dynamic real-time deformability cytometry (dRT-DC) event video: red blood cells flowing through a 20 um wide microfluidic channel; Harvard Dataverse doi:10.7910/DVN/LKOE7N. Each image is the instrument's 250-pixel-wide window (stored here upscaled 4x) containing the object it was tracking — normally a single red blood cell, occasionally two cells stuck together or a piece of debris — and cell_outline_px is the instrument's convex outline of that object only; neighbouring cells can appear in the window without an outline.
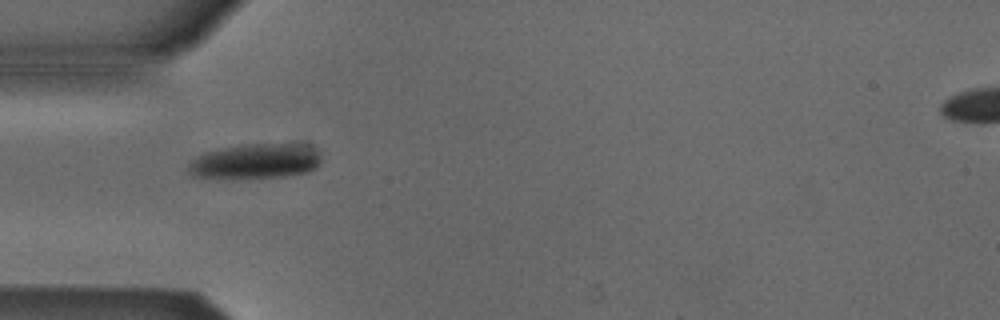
{"species": "Egyptian fruit bat (a non-hibernating species)", "species_latin": "Rousettus aegyptiacus", "temperature_condition": "cold", "stored_images_in_passage": 34, "camera_frame_rate_fps": 3000, "um_per_image_px": 0.085, "animal": {"sex": "male"}, "frame": {"image": 1, "passage_image": 1, "time_ms": 0.0, "image_size_px": [1000, 320], "cell_outline_px": [[324, 160], [316, 168], [308, 172], [288, 176], [192, 176], [188, 172], [188, 164], [196, 156], [204, 152], [220, 148], [248, 144], [312, 144], [320, 152]], "centroid_in_image_um": [21.83, 13.66], "position_along_channel_um": 63.2, "area_um2": 26.88}}
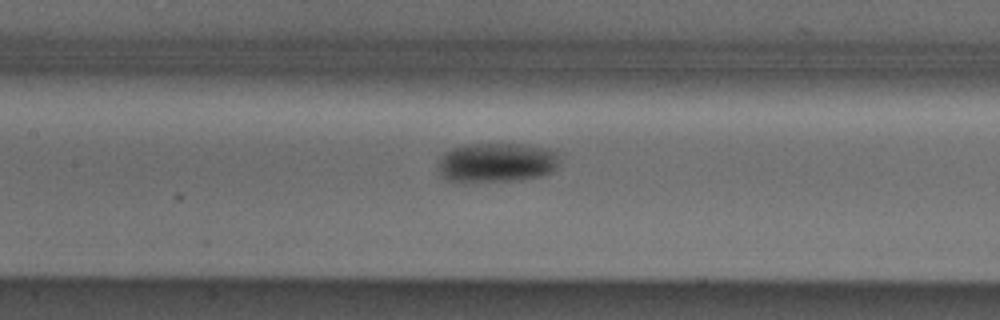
{"frame": {"image": 2, "passage_image": 9, "time_ms": 2.667, "image_size_px": [1000, 320], "cell_outline_px": [[560, 164], [552, 172], [540, 176], [520, 180], [444, 180], [440, 176], [440, 156], [444, 152], [452, 148], [464, 144], [520, 144], [540, 148], [556, 152]], "centroid_in_image_um": [42.21, 13.8], "position_along_channel_um": 165.2, "area_um2": 27.46}}
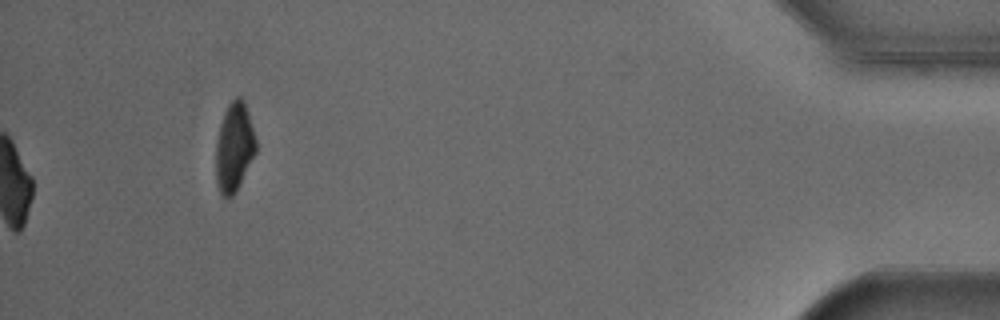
{"frame": {"image": 3, "passage_image": 34, "time_ms": 11.0, "image_size_px": [1000, 320], "cell_outline_px": [[256, 152], [236, 192], [232, 196], [224, 196], [220, 192], [216, 180], [216, 140], [220, 124], [224, 112], [228, 104], [236, 96], [240, 96], [244, 100], [256, 140]], "centroid_in_image_um": [19.9, 12.49], "position_along_channel_um": 415.3, "area_um2": 20.63}, "authors_computed_cell_mechanics": {"area_um2": 26.01, "velocity_mm_per_s": 3.8621, "shape_relaxation_time_tau1_ms": 4.0405, "shape_relaxation_time_tau2_ms": null, "deformation_change_tau1": 0.1406, "deformation_change_tau2": null}}